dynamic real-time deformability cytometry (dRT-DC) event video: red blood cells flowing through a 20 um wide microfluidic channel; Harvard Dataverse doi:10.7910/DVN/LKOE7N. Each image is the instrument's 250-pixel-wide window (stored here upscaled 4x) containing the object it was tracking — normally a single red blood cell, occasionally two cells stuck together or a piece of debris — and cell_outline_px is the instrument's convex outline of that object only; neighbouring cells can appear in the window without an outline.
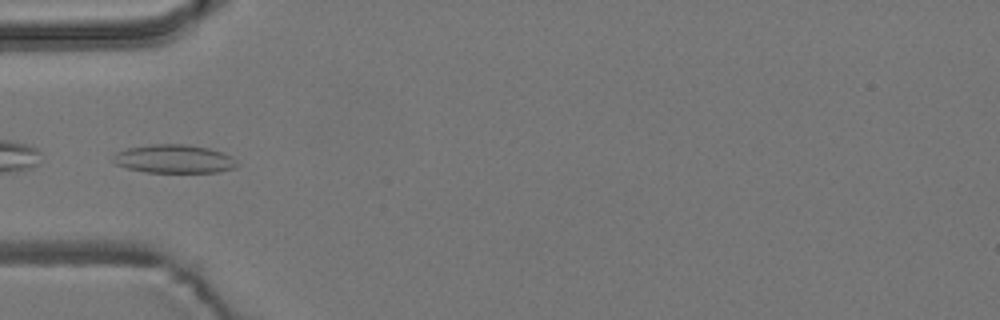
{"species": "common noctule bat (a hibernating species)", "species_latin": "Nyctalus noctula", "temperature_condition": "room temperature", "stored_images_in_passage": 5, "camera_frame_rate_fps": 3000, "um_per_image_px": 0.085, "animal": {"sex": "male", "body_mass_g": 19.2, "forearm_length_mm": 51.8}, "frame": {"image": 1, "passage_image": 2, "time_ms": 1.333, "image_size_px": [1000, 320], "cell_outline_px": [[240, 164], [236, 168], [220, 172], [144, 172], [128, 168], [116, 164], [112, 160], [112, 156], [116, 152], [128, 148], [148, 144], [184, 144], [208, 148], [232, 156]], "centroid_in_image_um": [14.81, 13.51], "position_along_channel_um": 70.2, "area_um2": 20.69}}
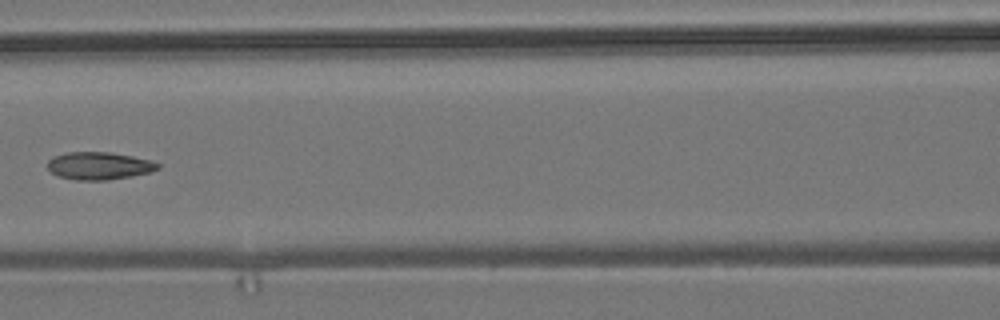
{"frame": {"image": 2, "passage_image": 4, "time_ms": 3.667, "image_size_px": [1000, 320], "cell_outline_px": [[160, 168], [152, 172], [132, 176], [108, 180], [76, 180], [60, 176], [52, 172], [48, 168], [48, 160], [52, 156], [68, 152], [108, 152], [132, 156], [148, 160], [160, 164]], "centroid_in_image_um": [8.43, 14.09], "position_along_channel_um": 158.2, "area_um2": 17.69}}
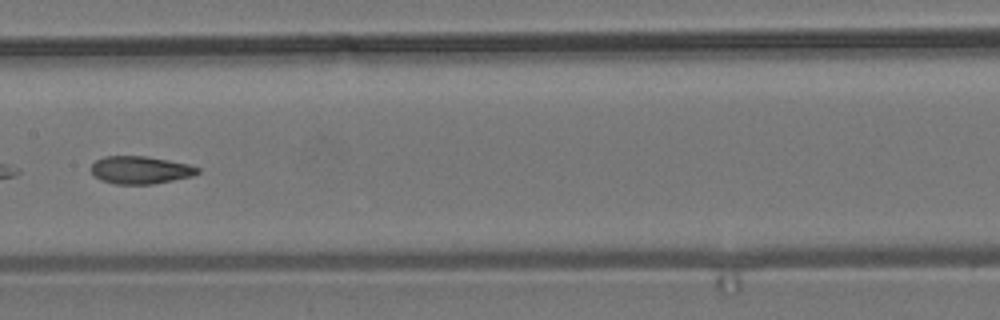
{"frame": {"image": 3, "passage_image": 5, "time_ms": 4.667, "image_size_px": [1000, 320], "cell_outline_px": [[200, 172], [192, 176], [152, 184], [116, 184], [100, 180], [92, 172], [92, 164], [96, 160], [104, 156], [148, 156], [188, 164], [200, 168]], "centroid_in_image_um": [11.94, 14.44], "position_along_channel_um": 195.5, "area_um2": 17.11}}